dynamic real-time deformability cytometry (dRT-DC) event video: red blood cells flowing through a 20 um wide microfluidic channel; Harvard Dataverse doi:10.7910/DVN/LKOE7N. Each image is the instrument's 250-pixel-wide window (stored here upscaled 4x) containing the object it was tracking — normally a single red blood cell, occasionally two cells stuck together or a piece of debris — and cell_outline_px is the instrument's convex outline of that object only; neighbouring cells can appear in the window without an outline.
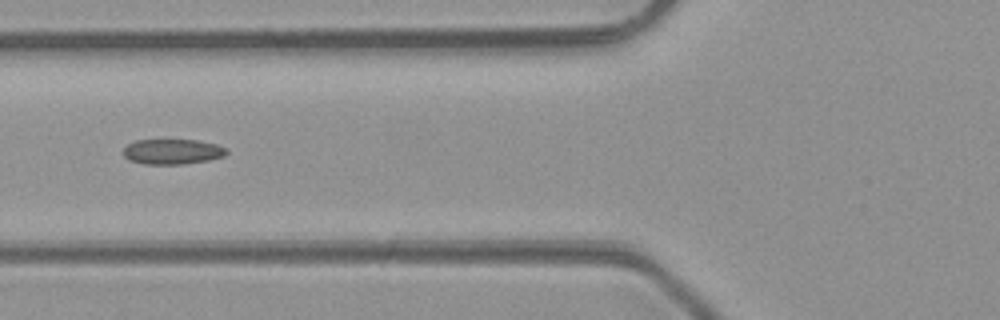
{"species": "common noctule bat (a hibernating species)", "species_latin": "Nyctalus noctula", "temperature_condition": "room temperature", "stored_images_in_passage": 4, "camera_frame_rate_fps": 3000, "um_per_image_px": 0.085, "animal": {"sex": "male", "body_mass_g": 23.1, "forearm_length_mm": 52.7}, "frame": {"image": 1, "passage_image": 4, "time_ms": 4.333, "image_size_px": [1000, 320], "cell_outline_px": [[228, 152], [224, 156], [208, 160], [184, 164], [144, 164], [128, 160], [124, 156], [124, 148], [128, 144], [136, 140], [196, 140], [216, 144], [228, 148]], "centroid_in_image_um": [14.67, 12.89], "position_along_channel_um": 111.1, "area_um2": 15.2}}